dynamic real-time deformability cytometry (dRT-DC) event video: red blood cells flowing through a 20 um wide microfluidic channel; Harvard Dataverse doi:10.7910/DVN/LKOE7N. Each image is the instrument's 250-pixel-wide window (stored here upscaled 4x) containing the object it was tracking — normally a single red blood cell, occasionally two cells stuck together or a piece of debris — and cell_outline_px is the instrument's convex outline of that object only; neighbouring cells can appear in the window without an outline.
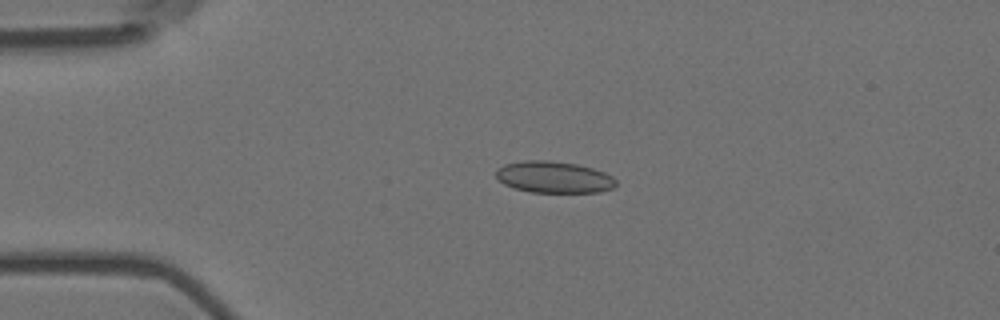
{"species": "Egyptian fruit bat (a non-hibernating species)", "species_latin": "Rousettus aegyptiacus", "temperature_condition": "room temperature", "stored_images_in_passage": 4, "camera_frame_rate_fps": 3000, "um_per_image_px": 0.085, "animal": {"sex": "female"}, "frame": {"image": 1, "passage_image": 3, "time_ms": 0.667, "image_size_px": [1000, 320], "cell_outline_px": [[616, 184], [612, 188], [600, 192], [532, 192], [512, 188], [504, 184], [496, 176], [496, 168], [504, 164], [524, 160], [548, 160], [576, 164], [592, 168], [604, 172], [612, 176], [616, 180]], "centroid_in_image_um": [47.06, 15.05], "position_along_channel_um": 37.9, "area_um2": 22.14}}